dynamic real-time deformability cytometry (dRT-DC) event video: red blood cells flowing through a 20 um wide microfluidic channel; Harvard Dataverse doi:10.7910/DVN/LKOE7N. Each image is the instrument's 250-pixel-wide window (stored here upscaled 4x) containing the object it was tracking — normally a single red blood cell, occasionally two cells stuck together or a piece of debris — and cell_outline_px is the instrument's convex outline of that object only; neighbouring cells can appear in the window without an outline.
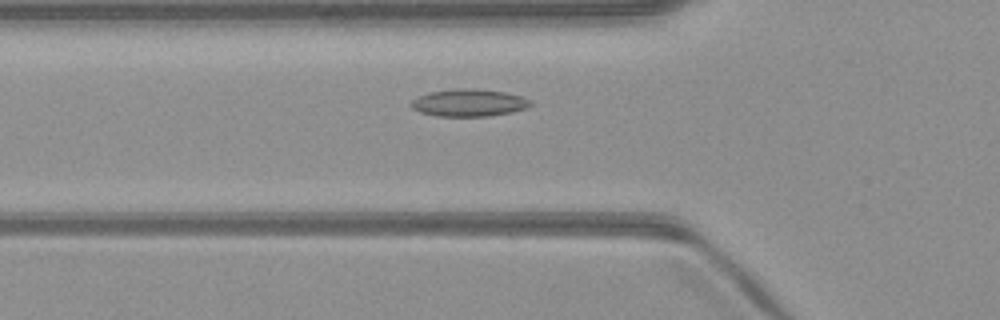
{"species": "common noctule bat (a hibernating species)", "species_latin": "Nyctalus noctula", "temperature_condition": "warm", "stored_images_in_passage": 46, "camera_frame_rate_fps": 3000, "um_per_image_px": 0.085, "animal": {"sex": "male", "body_mass_g": 23.1, "forearm_length_mm": 52.7}, "frame": {"image": 1, "passage_image": 12, "time_ms": 3.667, "image_size_px": [1000, 320], "cell_outline_px": [[532, 104], [528, 108], [512, 112], [488, 116], [436, 116], [420, 112], [412, 108], [408, 104], [412, 100], [428, 92], [456, 88], [476, 88], [504, 92], [520, 96], [532, 100]], "centroid_in_image_um": [39.85, 8.73], "position_along_channel_um": 85.9, "area_um2": 19.19}}
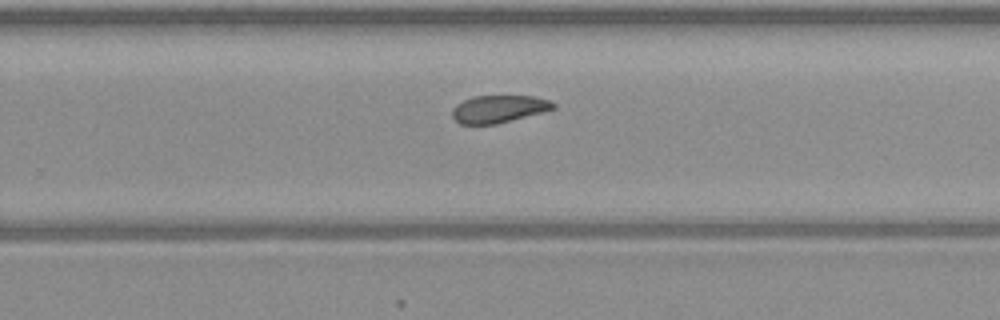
{"frame": {"image": 2, "passage_image": 27, "time_ms": 8.667, "image_size_px": [1000, 320], "cell_outline_px": [[556, 108], [512, 120], [496, 124], [460, 124], [452, 116], [452, 108], [456, 104], [472, 96], [532, 96], [552, 100], [556, 104]], "centroid_in_image_um": [42.39, 9.25], "position_along_channel_um": 287.4, "area_um2": 16.18}}
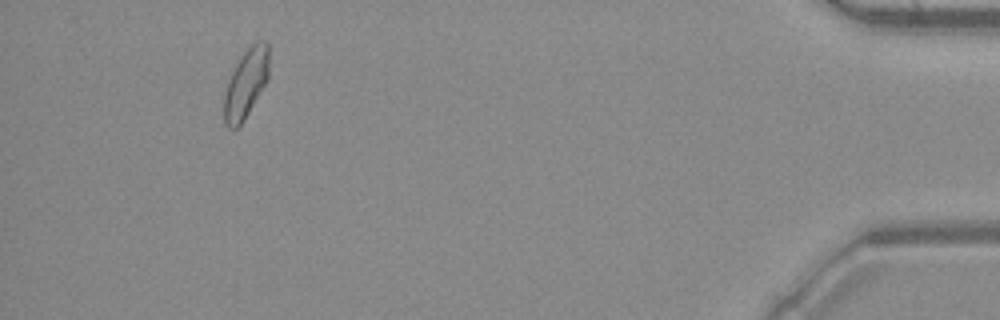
{"frame": {"image": 3, "passage_image": 42, "time_ms": 13.667, "image_size_px": [1000, 320], "cell_outline_px": [[268, 80], [244, 120], [236, 128], [228, 128], [224, 124], [224, 92], [228, 80], [240, 56], [256, 40], [264, 40], [268, 44]], "centroid_in_image_um": [20.9, 7.1], "position_along_channel_um": 414.3, "area_um2": 18.09}, "authors_computed_cell_mechanics": {"area_um2": 17.5423, "velocity_mm_per_s": 4.0233, "shape_relaxation_time_tau1_ms": null, "shape_relaxation_time_tau2_ms": 4.2551, "deformation_change_tau1": null, "deformation_change_tau2": 0.0993}}